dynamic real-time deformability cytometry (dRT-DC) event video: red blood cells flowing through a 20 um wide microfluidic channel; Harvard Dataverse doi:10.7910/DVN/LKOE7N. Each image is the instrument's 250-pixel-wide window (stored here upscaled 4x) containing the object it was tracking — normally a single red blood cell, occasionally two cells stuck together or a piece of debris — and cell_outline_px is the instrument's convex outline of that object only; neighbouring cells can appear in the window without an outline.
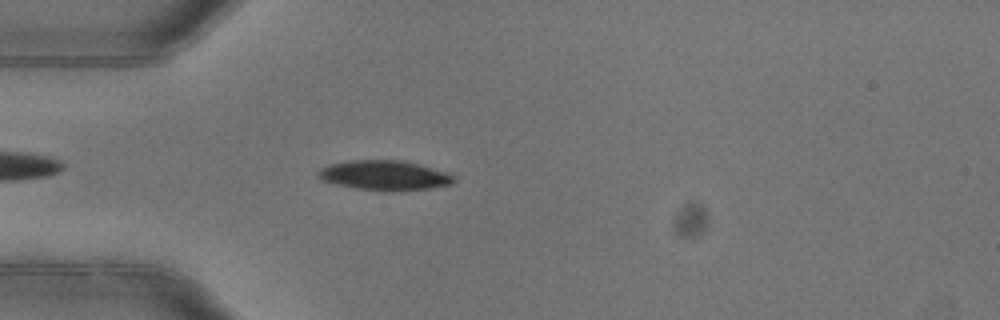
{"species": "common noctule bat (a hibernating species)", "species_latin": "Nyctalus noctula", "temperature_condition": "warm", "stored_images_in_passage": 1, "camera_frame_rate_fps": 3000, "um_per_image_px": 0.085, "animal": {"sex": "female"}, "frame": {"image": 1, "passage_image": 1, "time_ms": 0.0, "image_size_px": [1000, 320], "cell_outline_px": [[456, 180], [448, 184], [428, 188], [392, 192], [356, 188], [336, 184], [324, 180], [316, 172], [320, 168], [328, 164], [348, 160], [400, 160], [448, 172], [456, 176]], "centroid_in_image_um": [32.67, 14.9], "position_along_channel_um": 52.3, "area_um2": 23.41}}